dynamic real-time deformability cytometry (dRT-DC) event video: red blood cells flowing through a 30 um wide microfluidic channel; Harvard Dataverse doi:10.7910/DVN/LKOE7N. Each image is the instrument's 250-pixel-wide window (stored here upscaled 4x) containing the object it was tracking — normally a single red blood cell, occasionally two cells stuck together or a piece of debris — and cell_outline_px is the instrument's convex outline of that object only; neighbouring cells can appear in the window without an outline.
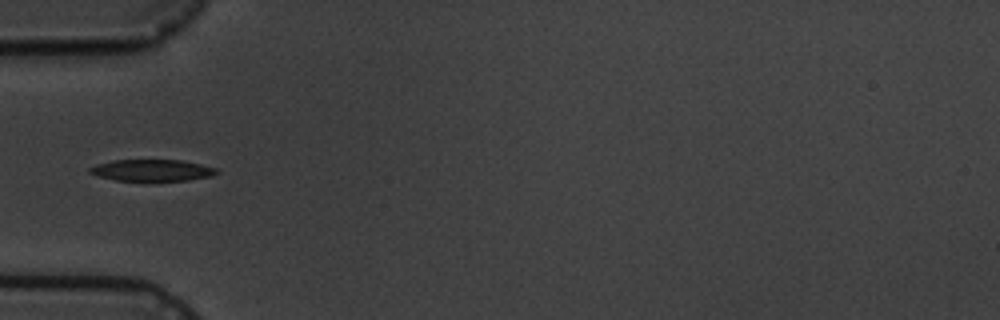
{"species": "common noctule bat (a hibernating species)", "species_latin": "Nyctalus noctula", "temperature_condition": "cold", "stored_images_in_passage": 6, "camera_frame_rate_fps": 3000, "um_per_image_px": 0.085, "animal": {"sex": "male", "body_mass_g": 19.5, "forearm_length_mm": 54.6}, "frame": {"image": 1, "passage_image": 4, "time_ms": 4.333, "image_size_px": [1000, 320], "cell_outline_px": [[220, 172], [212, 176], [188, 180], [116, 180], [100, 176], [88, 172], [88, 168], [96, 164], [112, 160], [180, 160], [200, 164], [216, 168]], "centroid_in_image_um": [12.93, 14.46], "position_along_channel_um": 72.1, "area_um2": 15.78}}
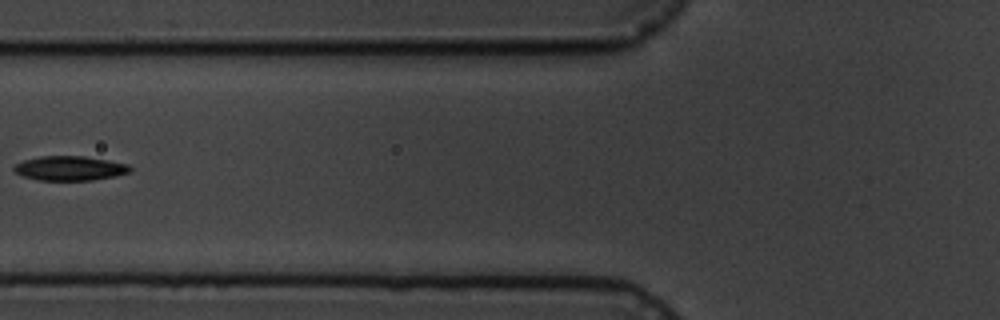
{"frame": {"image": 2, "passage_image": 5, "time_ms": 5.667, "image_size_px": [1000, 320], "cell_outline_px": [[132, 172], [116, 176], [92, 180], [40, 180], [20, 176], [12, 168], [16, 164], [24, 160], [40, 156], [84, 156], [108, 160], [128, 164], [132, 168]], "centroid_in_image_um": [5.95, 14.3], "position_along_channel_um": 119.8, "area_um2": 16.65}}
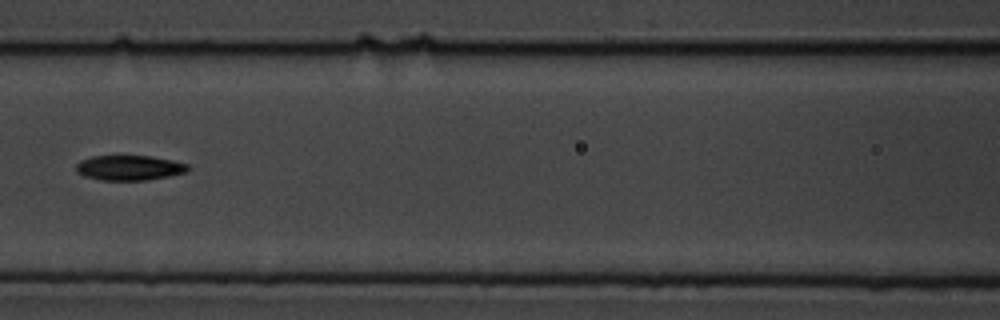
{"frame": {"image": 3, "passage_image": 6, "time_ms": 6.667, "image_size_px": [1000, 320], "cell_outline_px": [[188, 172], [148, 180], [100, 180], [84, 176], [76, 172], [76, 164], [80, 160], [92, 156], [148, 156], [172, 160], [188, 164]], "centroid_in_image_um": [10.97, 14.26], "position_along_channel_um": 155.6, "area_um2": 16.3}}